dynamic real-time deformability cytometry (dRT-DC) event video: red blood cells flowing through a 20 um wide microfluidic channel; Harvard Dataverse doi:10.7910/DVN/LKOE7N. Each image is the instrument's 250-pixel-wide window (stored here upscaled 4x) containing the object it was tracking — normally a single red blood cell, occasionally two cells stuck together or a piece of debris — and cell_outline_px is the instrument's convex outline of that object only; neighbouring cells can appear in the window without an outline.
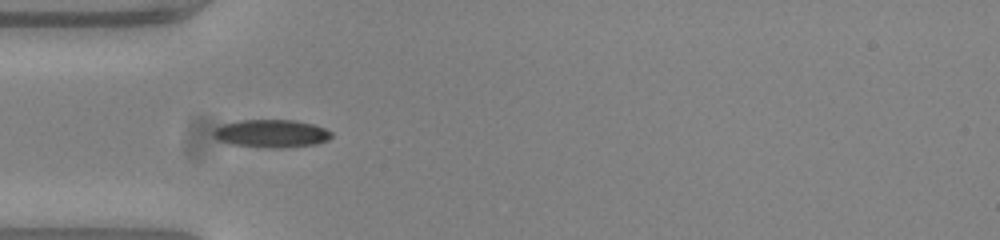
{"species": "common noctule bat (a hibernating species)", "species_latin": "Nyctalus noctula", "temperature_condition": "warm", "stored_images_in_passage": 38, "camera_frame_rate_fps": 3000, "um_per_image_px": 0.085, "animal": {"sex": "female", "body_mass_g": 23.0, "forearm_length_mm": 53.4}, "frame": {"image": 1, "passage_image": 1, "time_ms": 0.0, "image_size_px": [1000, 240], "cell_outline_px": [[332, 136], [328, 140], [316, 144], [280, 148], [268, 148], [228, 144], [220, 140], [212, 132], [216, 128], [224, 124], [236, 120], [292, 120], [312, 124], [324, 128], [332, 132]], "centroid_in_image_um": [23.08, 11.35], "position_along_channel_um": 61.9, "area_um2": 19.13}}
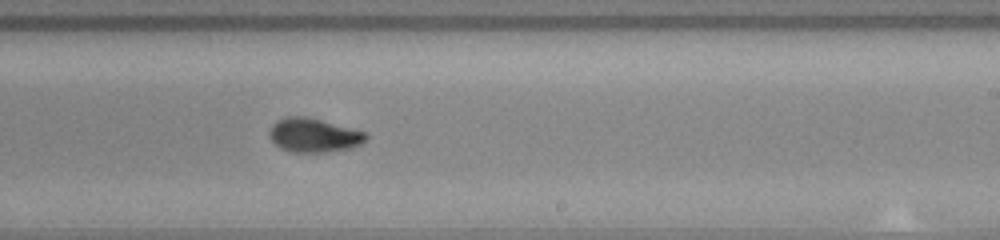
{"frame": {"image": 2, "passage_image": 17, "time_ms": 5.333, "image_size_px": [1000, 240], "cell_outline_px": [[368, 136], [360, 144], [352, 148], [320, 152], [292, 152], [280, 148], [272, 140], [268, 132], [272, 124], [276, 120], [284, 116], [304, 116], [368, 132]], "centroid_in_image_um": [26.65, 11.48], "position_along_channel_um": 262.4, "area_um2": 19.07}}
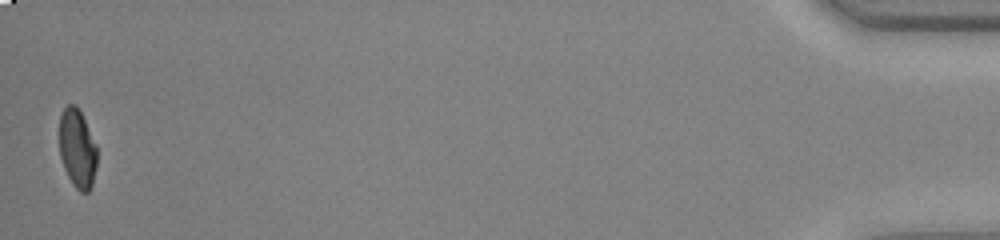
{"frame": {"image": 3, "passage_image": 38, "time_ms": 12.333, "image_size_px": [1000, 240], "cell_outline_px": [[96, 168], [92, 184], [88, 192], [80, 192], [72, 184], [64, 168], [60, 156], [60, 116], [64, 108], [68, 104], [76, 104], [96, 144]], "centroid_in_image_um": [6.57, 12.64], "position_along_channel_um": 428.6, "area_um2": 17.11}, "authors_computed_cell_mechanics": {"area_um2": 18.7272, "velocity_mm_per_s": 3.776, "shape_relaxation_time_tau1_ms": 3.7108, "shape_relaxation_time_tau2_ms": 1.612, "deformation_change_tau1": 0.1959, "deformation_change_tau2": 0.0547}}